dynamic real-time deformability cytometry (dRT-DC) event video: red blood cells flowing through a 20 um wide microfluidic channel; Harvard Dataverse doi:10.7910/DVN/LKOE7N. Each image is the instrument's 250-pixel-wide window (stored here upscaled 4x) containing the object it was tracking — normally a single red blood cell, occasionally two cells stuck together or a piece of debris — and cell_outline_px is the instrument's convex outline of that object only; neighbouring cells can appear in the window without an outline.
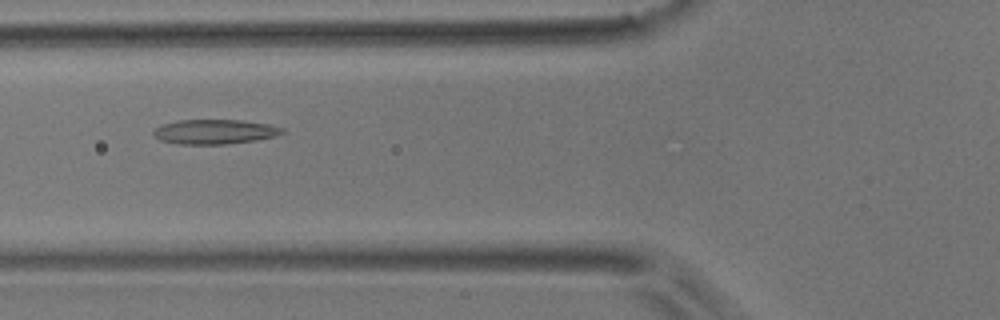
{"species": "common noctule bat (a hibernating species)", "species_latin": "Nyctalus noctula", "temperature_condition": "room temperature", "stored_images_in_passage": 5, "camera_frame_rate_fps": 3000, "um_per_image_px": 0.085, "animal": {"sex": "male", "body_mass_g": 17.9}, "frame": {"image": 1, "passage_image": 5, "time_ms": 5.333, "image_size_px": [1000, 320], "cell_outline_px": [[288, 132], [276, 136], [256, 140], [228, 144], [180, 144], [160, 140], [152, 136], [152, 132], [156, 128], [164, 124], [180, 120], [240, 120], [268, 124], [284, 128]], "centroid_in_image_um": [18.29, 11.2], "position_along_channel_um": 107.5, "area_um2": 18.55}}